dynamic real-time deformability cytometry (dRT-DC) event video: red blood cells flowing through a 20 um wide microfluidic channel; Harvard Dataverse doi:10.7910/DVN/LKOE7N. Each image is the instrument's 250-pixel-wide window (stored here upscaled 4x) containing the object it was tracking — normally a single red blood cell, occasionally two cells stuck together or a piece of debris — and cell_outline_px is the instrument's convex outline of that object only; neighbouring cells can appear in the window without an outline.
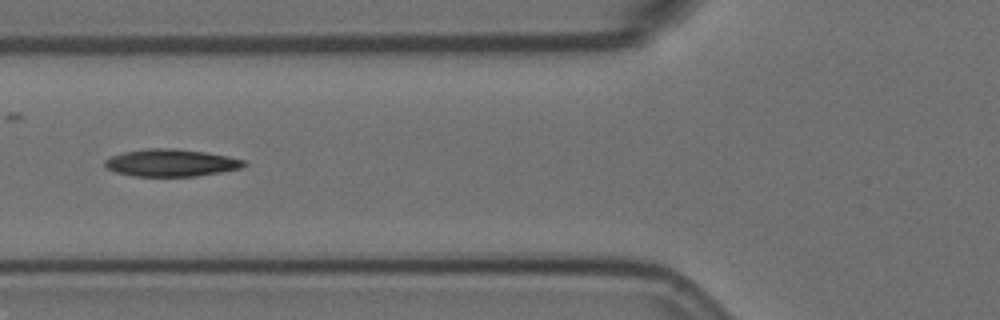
{"species": "Egyptian fruit bat (a non-hibernating species)", "species_latin": "Rousettus aegyptiacus", "temperature_condition": "room temperature", "stored_images_in_passage": 15, "camera_frame_rate_fps": 3000, "um_per_image_px": 0.085, "animal": {"sex": "female"}, "frame": {"image": 1, "passage_image": 6, "time_ms": 1.667, "image_size_px": [1000, 320], "cell_outline_px": [[248, 164], [240, 168], [220, 172], [196, 176], [132, 176], [116, 172], [108, 168], [104, 164], [104, 160], [112, 156], [124, 152], [148, 148], [176, 148], [204, 152], [228, 156], [244, 160]], "centroid_in_image_um": [14.54, 13.83], "position_along_channel_um": 111.3, "area_um2": 22.02}}
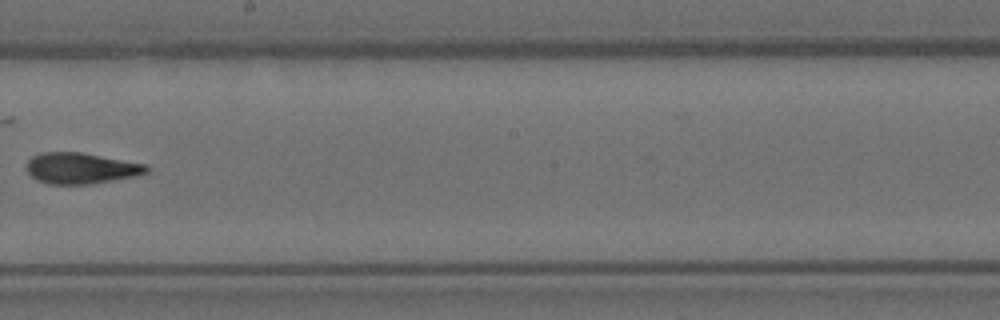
{"frame": {"image": 2, "passage_image": 9, "time_ms": 2.667, "image_size_px": [1000, 320], "cell_outline_px": [[148, 172], [136, 176], [92, 184], [48, 184], [36, 180], [28, 172], [28, 160], [32, 156], [40, 152], [80, 152], [148, 164]], "centroid_in_image_um": [6.9, 14.3], "position_along_channel_um": 241.3, "area_um2": 21.73}}
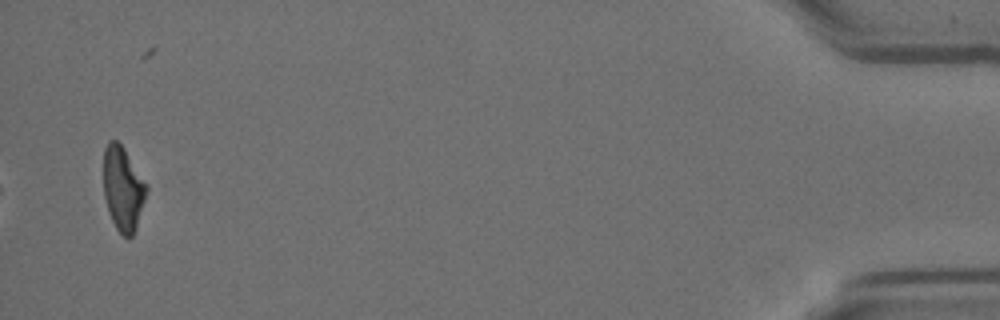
{"frame": {"image": 3, "passage_image": 15, "time_ms": 4.667, "image_size_px": [1000, 320], "cell_outline_px": [[148, 192], [136, 228], [132, 236], [128, 240], [116, 228], [108, 212], [104, 196], [104, 148], [108, 140], [116, 140], [124, 148], [148, 188]], "centroid_in_image_um": [10.45, 16.06], "position_along_channel_um": 424.8, "area_um2": 20.98}}